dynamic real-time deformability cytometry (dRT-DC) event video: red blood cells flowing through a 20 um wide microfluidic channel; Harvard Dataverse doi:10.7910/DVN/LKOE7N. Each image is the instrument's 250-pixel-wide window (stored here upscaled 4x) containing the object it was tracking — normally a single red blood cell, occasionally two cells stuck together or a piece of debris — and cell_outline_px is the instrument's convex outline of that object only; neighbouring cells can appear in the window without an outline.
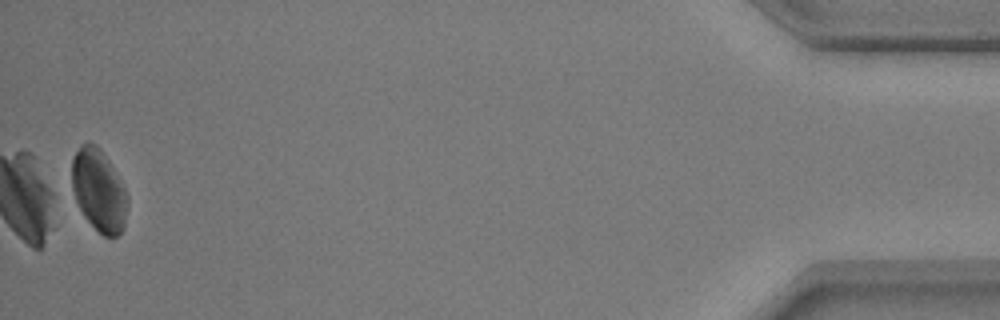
{"species": "common noctule bat (a hibernating species)", "species_latin": "Nyctalus noctula", "temperature_condition": "warm", "stored_images_in_passage": 49, "camera_frame_rate_fps": 3000, "um_per_image_px": 0.085, "animal": {"sex": "male", "body_mass_g": 17.9, "forearm_length_mm": 54.2}, "frame": {"image": 1, "passage_image": 49, "time_ms": 16.0, "image_size_px": [1000, 320], "cell_outline_px": [[128, 204], [124, 228], [116, 236], [104, 236], [84, 216], [76, 200], [72, 188], [72, 160], [80, 144], [88, 140], [96, 144], [100, 148], [116, 172], [128, 196]], "centroid_in_image_um": [8.4, 16.14], "position_along_channel_um": 426.8, "area_um2": 26.53}}